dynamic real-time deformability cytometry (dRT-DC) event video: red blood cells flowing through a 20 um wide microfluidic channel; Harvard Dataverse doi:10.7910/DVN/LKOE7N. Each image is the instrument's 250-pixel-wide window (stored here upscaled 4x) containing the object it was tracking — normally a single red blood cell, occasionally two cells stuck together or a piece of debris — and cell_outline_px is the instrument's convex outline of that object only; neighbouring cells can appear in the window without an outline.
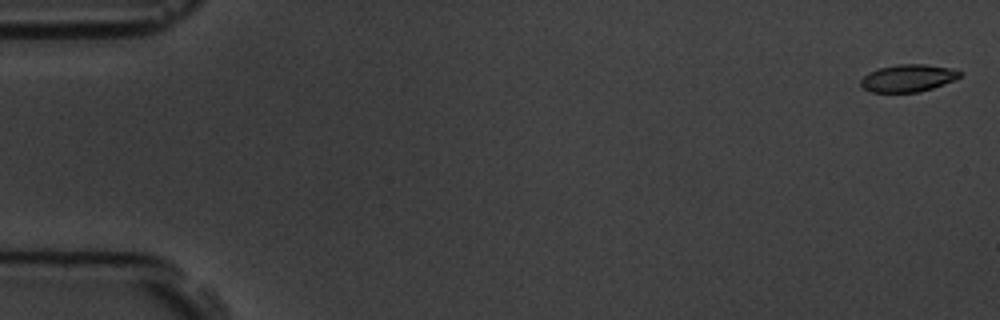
{"species": "common noctule bat (a hibernating species)", "species_latin": "Nyctalus noctula", "temperature_condition": "room temperature", "stored_images_in_passage": 7, "camera_frame_rate_fps": 3000, "um_per_image_px": 0.085, "animal": {"sex": "male", "body_mass_g": 19.5, "forearm_length_mm": 54.6}, "frame": {"image": 1, "passage_image": 1, "time_ms": 0.0, "image_size_px": [1000, 320], "cell_outline_px": [[964, 72], [960, 76], [944, 84], [920, 92], [868, 92], [860, 84], [860, 80], [868, 72], [880, 68], [900, 64], [924, 64], [952, 68]], "centroid_in_image_um": [77.18, 6.64], "position_along_channel_um": 7.8, "area_um2": 15.78}}
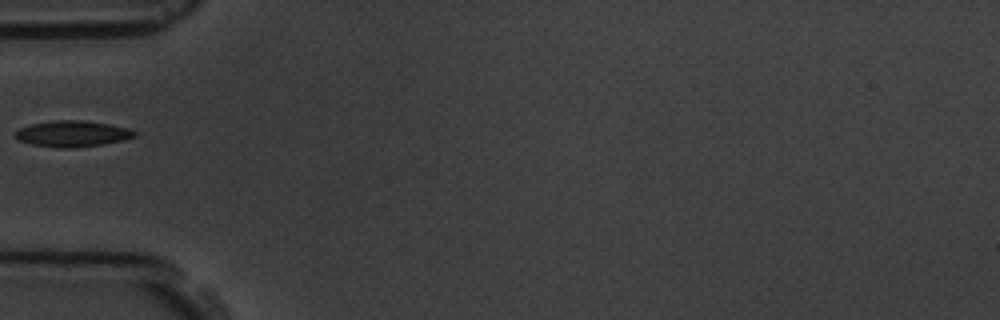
{"frame": {"image": 2, "passage_image": 6, "time_ms": 6.0, "image_size_px": [1000, 320], "cell_outline_px": [[136, 136], [124, 140], [100, 144], [72, 148], [60, 148], [32, 144], [20, 140], [16, 136], [16, 132], [20, 128], [32, 124], [56, 120], [84, 120], [108, 124], [128, 128], [136, 132]], "centroid_in_image_um": [6.19, 11.36], "position_along_channel_um": 78.8, "area_um2": 17.8}}
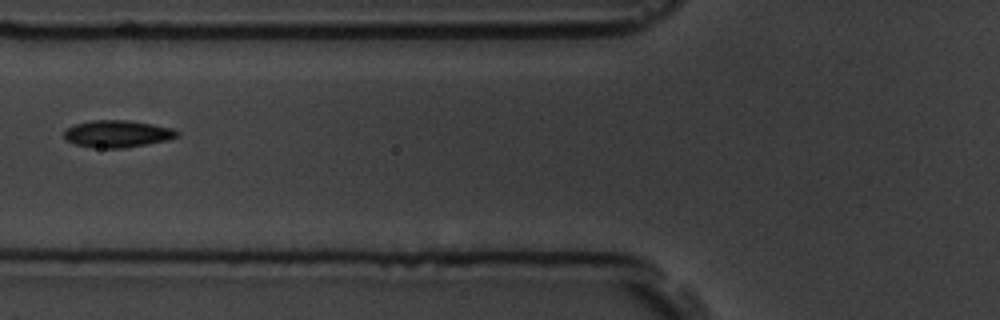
{"frame": {"image": 3, "passage_image": 7, "time_ms": 7.0, "image_size_px": [1000, 320], "cell_outline_px": [[180, 136], [168, 140], [124, 148], [92, 148], [76, 144], [64, 140], [64, 132], [68, 128], [76, 124], [92, 120], [128, 120], [152, 124], [172, 128], [180, 132]], "centroid_in_image_um": [9.99, 11.38], "position_along_channel_um": 115.8, "area_um2": 17.92}}